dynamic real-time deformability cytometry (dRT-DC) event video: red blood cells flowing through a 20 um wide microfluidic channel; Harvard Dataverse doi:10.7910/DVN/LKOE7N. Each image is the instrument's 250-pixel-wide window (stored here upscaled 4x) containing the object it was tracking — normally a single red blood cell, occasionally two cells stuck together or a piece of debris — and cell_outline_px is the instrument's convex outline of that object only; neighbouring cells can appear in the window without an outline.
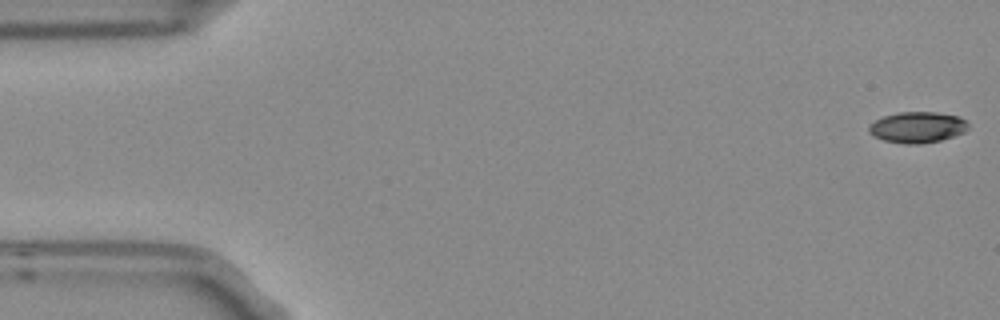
{"species": "Egyptian fruit bat (a non-hibernating species)", "species_latin": "Rousettus aegyptiacus", "temperature_condition": "room temperature", "stored_images_in_passage": 5, "camera_frame_rate_fps": 3000, "um_per_image_px": 0.085, "frame": {"image": 1, "passage_image": 1, "time_ms": 0.0, "image_size_px": [1000, 320], "cell_outline_px": [[968, 128], [964, 132], [940, 140], [920, 144], [904, 144], [884, 140], [872, 136], [868, 132], [868, 124], [884, 116], [896, 112], [936, 112], [960, 116], [968, 120]], "centroid_in_image_um": [77.97, 10.81], "position_along_channel_um": 7.0, "area_um2": 18.15}}
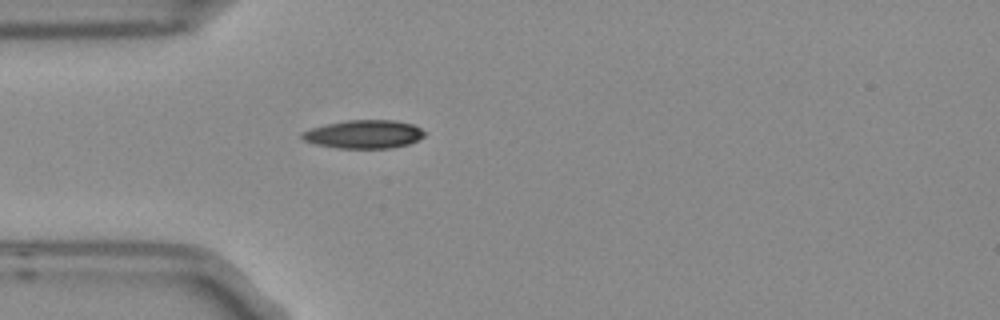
{"frame": {"image": 2, "passage_image": 5, "time_ms": 1.333, "image_size_px": [1000, 320], "cell_outline_px": [[424, 136], [408, 144], [392, 148], [336, 148], [316, 144], [304, 140], [300, 136], [300, 132], [324, 124], [348, 120], [396, 120], [412, 124], [420, 128], [424, 132]], "centroid_in_image_um": [30.9, 11.4], "position_along_channel_um": 54.1, "area_um2": 20.23}}